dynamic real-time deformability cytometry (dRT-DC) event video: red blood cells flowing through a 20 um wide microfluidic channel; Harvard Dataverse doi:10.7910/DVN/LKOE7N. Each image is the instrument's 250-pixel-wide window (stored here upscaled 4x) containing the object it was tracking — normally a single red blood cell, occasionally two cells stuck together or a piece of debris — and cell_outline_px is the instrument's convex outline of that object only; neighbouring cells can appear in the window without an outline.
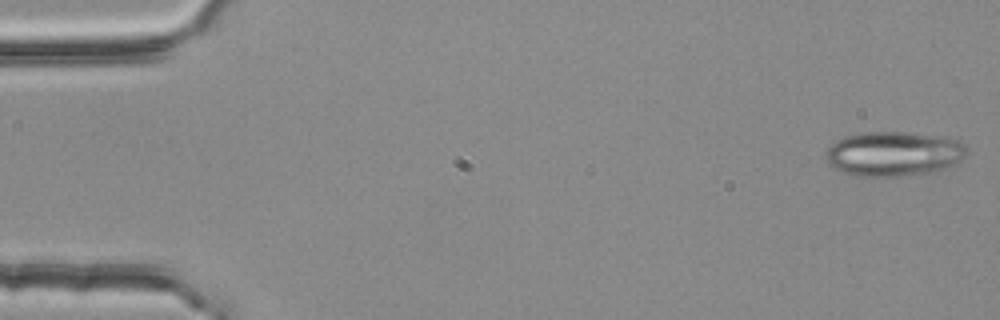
{"species": "common noctule bat (a hibernating species)", "species_latin": "Nyctalus noctula", "temperature_condition": "room temperature", "stored_images_in_passage": 54, "camera_frame_rate_fps": 3000, "um_per_image_px": 0.085, "animal": {"sex": "female", "body_mass_g": 25.1}, "frame": {"image": 1, "passage_image": 1, "time_ms": 0.0, "image_size_px": [1000, 320], "cell_outline_px": [[968, 152], [960, 160], [948, 168], [940, 172], [896, 176], [856, 176], [844, 172], [836, 168], [824, 156], [828, 148], [836, 140], [844, 136], [864, 132], [904, 132], [944, 136], [960, 140], [968, 148]], "centroid_in_image_um": [76.03, 13.06], "position_along_channel_um": 9.0, "area_um2": 36.99}}
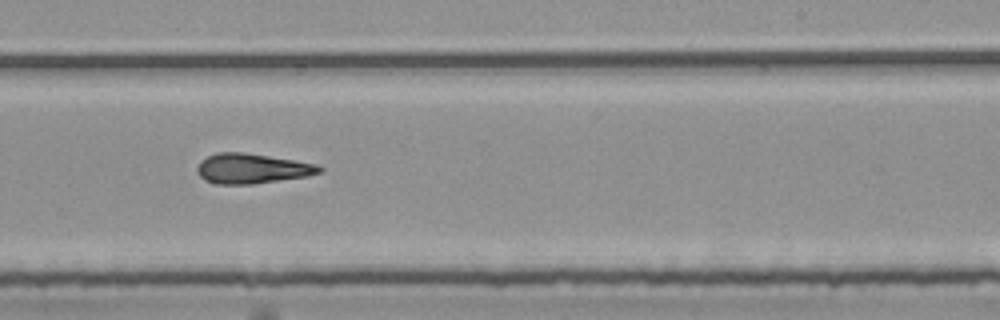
{"frame": {"image": 2, "passage_image": 33, "time_ms": 10.667, "image_size_px": [1000, 320], "cell_outline_px": [[324, 172], [308, 176], [252, 184], [216, 184], [204, 180], [196, 172], [196, 168], [200, 160], [216, 152], [244, 152], [320, 164], [324, 168]], "centroid_in_image_um": [21.44, 14.32], "position_along_channel_um": 267.6, "area_um2": 21.68}}
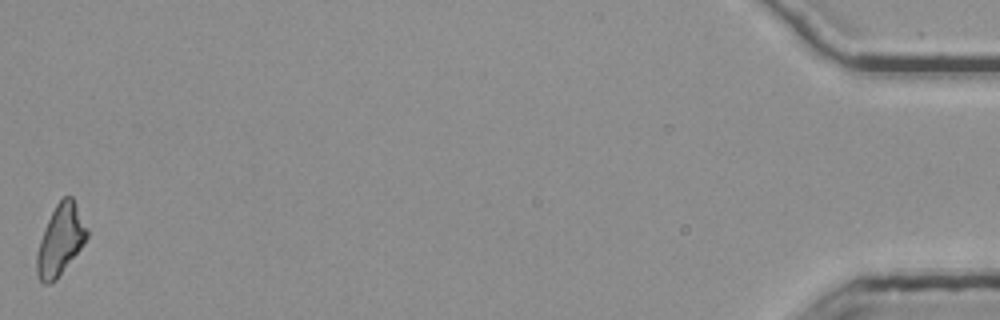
{"frame": {"image": 3, "passage_image": 54, "time_ms": 17.667, "image_size_px": [1000, 320], "cell_outline_px": [[88, 236], [84, 244], [56, 280], [48, 284], [44, 284], [36, 276], [36, 256], [40, 240], [44, 228], [56, 204], [64, 196], [72, 196], [88, 228]], "centroid_in_image_um": [5.13, 20.42], "position_along_channel_um": 430.1, "area_um2": 20.58}, "authors_computed_cell_mechanics": {"area_um2": 21.0392, "velocity_mm_per_s": 3.7458, "shape_relaxation_time_tau1_ms": null, "shape_relaxation_time_tau2_ms": 3.3049, "deformation_change_tau1": null, "deformation_change_tau2": 0.1621}}